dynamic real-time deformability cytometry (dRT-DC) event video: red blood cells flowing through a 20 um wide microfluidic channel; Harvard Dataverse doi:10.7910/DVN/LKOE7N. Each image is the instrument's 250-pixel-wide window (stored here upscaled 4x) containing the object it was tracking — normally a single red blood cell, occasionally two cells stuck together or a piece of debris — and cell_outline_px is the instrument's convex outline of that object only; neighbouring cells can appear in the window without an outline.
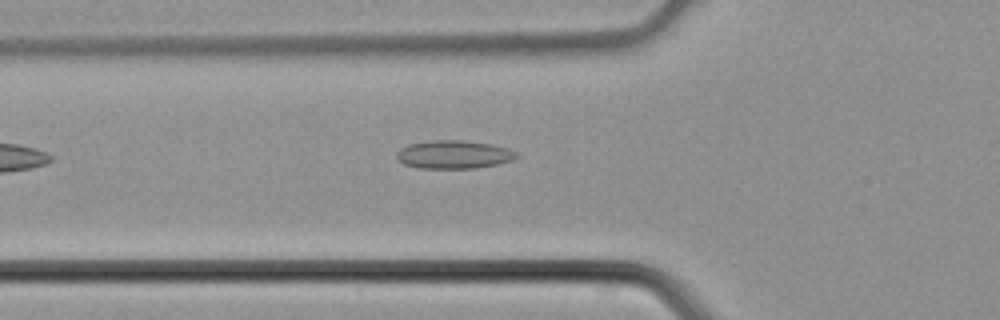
{"species": "common noctule bat (a hibernating species)", "species_latin": "Nyctalus noctula", "temperature_condition": "cold", "stored_images_in_passage": 5, "camera_frame_rate_fps": 3000, "um_per_image_px": 0.085, "animal": {"sex": "male", "body_mass_g": 21.5, "forearm_length_mm": 52.0}, "frame": {"image": 1, "passage_image": 5, "time_ms": 1.333, "image_size_px": [1000, 320], "cell_outline_px": [[520, 156], [512, 160], [496, 164], [476, 168], [416, 168], [404, 164], [396, 160], [396, 152], [400, 148], [408, 144], [432, 140], [464, 140], [492, 144], [508, 148], [516, 152]], "centroid_in_image_um": [38.54, 13.13], "position_along_channel_um": 87.3, "area_um2": 19.94}}